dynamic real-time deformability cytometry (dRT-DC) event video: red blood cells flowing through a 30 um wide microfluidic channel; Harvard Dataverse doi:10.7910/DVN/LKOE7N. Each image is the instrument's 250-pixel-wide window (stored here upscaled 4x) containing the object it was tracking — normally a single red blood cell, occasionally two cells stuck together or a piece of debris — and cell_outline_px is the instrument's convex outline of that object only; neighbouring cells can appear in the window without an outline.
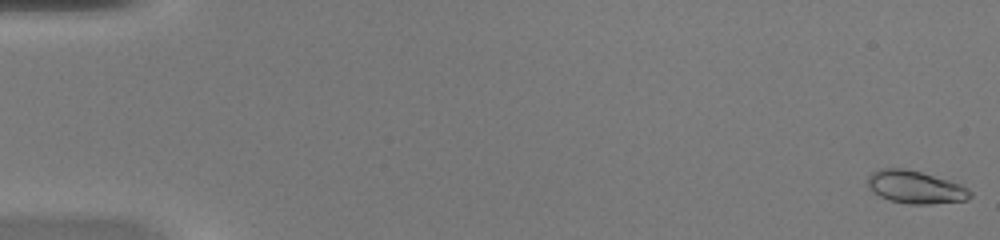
{"species": "common noctule bat (a hibernating species)", "species_latin": "Nyctalus noctula", "temperature_condition": "warm", "stored_images_in_passage": 51, "camera_frame_rate_fps": 3000, "um_per_image_px": 0.085, "animal": {"sex": "female", "body_mass_g": 20.0, "forearm_length_mm": 54.0}, "frame": {"image": 1, "passage_image": 1, "time_ms": 0.0, "image_size_px": [1000, 240], "cell_outline_px": [[972, 196], [968, 200], [928, 204], [908, 204], [892, 200], [880, 196], [872, 192], [868, 188], [868, 176], [872, 172], [880, 168], [904, 168], [920, 172], [948, 180], [960, 184], [968, 188], [972, 192]], "centroid_in_image_um": [77.81, 15.9], "position_along_channel_um": 7.2, "area_um2": 19.54}}
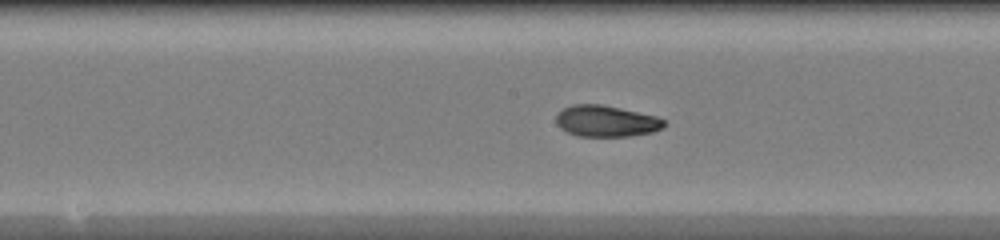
{"frame": {"image": 2, "passage_image": 27, "time_ms": 8.667, "image_size_px": [1000, 240], "cell_outline_px": [[668, 124], [664, 128], [652, 132], [628, 136], [576, 136], [560, 128], [556, 124], [556, 116], [564, 108], [572, 104], [600, 104], [620, 108], [656, 116], [664, 120]], "centroid_in_image_um": [51.54, 10.3], "position_along_channel_um": 196.7, "area_um2": 19.71}}
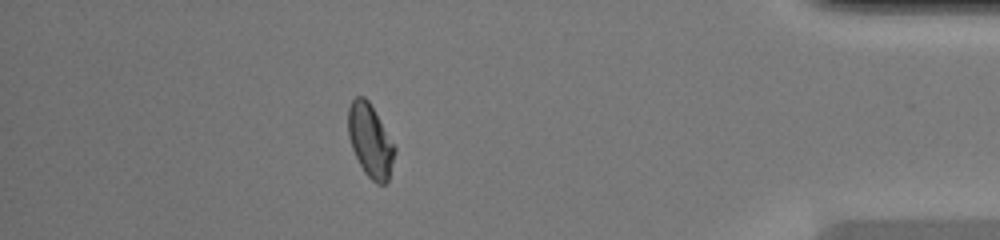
{"frame": {"image": 3, "passage_image": 45, "time_ms": 14.667, "image_size_px": [1000, 240], "cell_outline_px": [[396, 152], [388, 180], [384, 184], [376, 184], [364, 172], [352, 148], [348, 136], [348, 108], [352, 100], [356, 96], [364, 96], [368, 100], [396, 148]], "centroid_in_image_um": [31.47, 11.96], "position_along_channel_um": 403.7, "area_um2": 19.59}, "authors_computed_cell_mechanics": {"area_um2": 19.5942, "velocity_mm_per_s": 4.1409, "shape_relaxation_time_tau1_ms": 8.1918, "shape_relaxation_time_tau2_ms": 1.324, "deformation_change_tau1": 0.2296, "deformation_change_tau2": 0.0567}}